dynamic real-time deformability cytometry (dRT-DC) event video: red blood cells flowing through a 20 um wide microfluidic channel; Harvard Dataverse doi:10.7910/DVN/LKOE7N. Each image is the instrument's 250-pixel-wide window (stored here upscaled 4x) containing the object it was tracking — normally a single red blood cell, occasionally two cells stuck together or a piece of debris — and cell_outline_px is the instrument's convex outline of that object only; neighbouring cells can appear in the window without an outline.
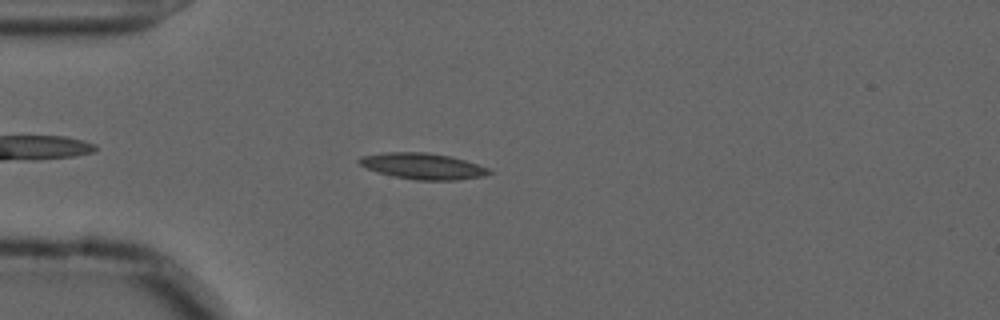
{"species": "common noctule bat (a hibernating species)", "species_latin": "Nyctalus noctula", "temperature_condition": "cold", "stored_images_in_passage": 46, "camera_frame_rate_fps": 3000, "um_per_image_px": 0.085, "animal": {"sex": "male", "forearm_length_mm": 52.5}, "frame": {"image": 1, "passage_image": 6, "time_ms": 1.667, "image_size_px": [1000, 320], "cell_outline_px": [[492, 172], [484, 176], [456, 180], [416, 180], [392, 176], [368, 168], [360, 164], [356, 160], [360, 156], [384, 152], [424, 152], [448, 156], [464, 160], [488, 168]], "centroid_in_image_um": [35.91, 14.12], "position_along_channel_um": 49.1, "area_um2": 19.54}}
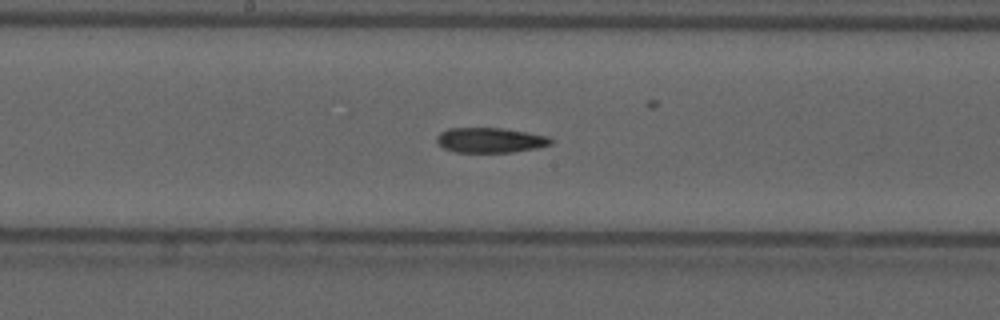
{"frame": {"image": 2, "passage_image": 20, "time_ms": 6.333, "image_size_px": [1000, 320], "cell_outline_px": [[552, 144], [536, 148], [512, 152], [456, 152], [444, 148], [436, 140], [436, 136], [440, 132], [448, 128], [500, 128], [548, 136], [552, 140]], "centroid_in_image_um": [41.64, 11.91], "position_along_channel_um": 206.6, "area_um2": 16.47}}
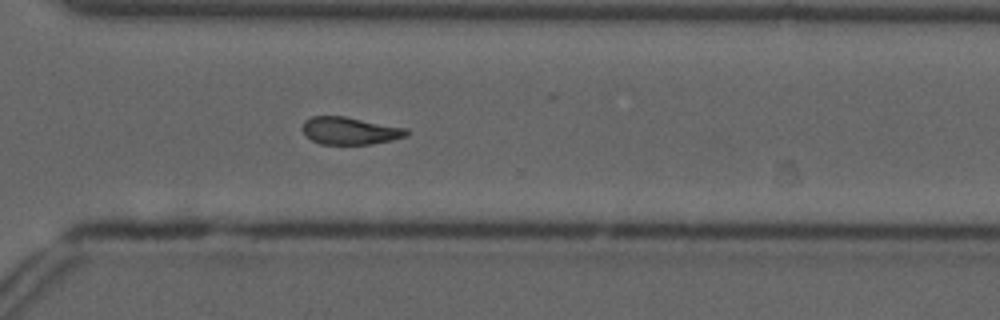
{"frame": {"image": 3, "passage_image": 31, "time_ms": 10.0, "image_size_px": [1000, 320], "cell_outline_px": [[408, 136], [392, 140], [372, 144], [320, 144], [304, 136], [304, 120], [312, 116], [344, 116], [408, 128]], "centroid_in_image_um": [29.76, 11.11], "position_along_channel_um": 340.8, "area_um2": 16.7}, "authors_computed_cell_mechanics": {"area_um2": 17.0799, "velocity_mm_per_s": 3.6733, "shape_relaxation_time_tau1_ms": null, "shape_relaxation_time_tau2_ms": 4.9784, "deformation_change_tau1": null, "deformation_change_tau2": 0.1193}}